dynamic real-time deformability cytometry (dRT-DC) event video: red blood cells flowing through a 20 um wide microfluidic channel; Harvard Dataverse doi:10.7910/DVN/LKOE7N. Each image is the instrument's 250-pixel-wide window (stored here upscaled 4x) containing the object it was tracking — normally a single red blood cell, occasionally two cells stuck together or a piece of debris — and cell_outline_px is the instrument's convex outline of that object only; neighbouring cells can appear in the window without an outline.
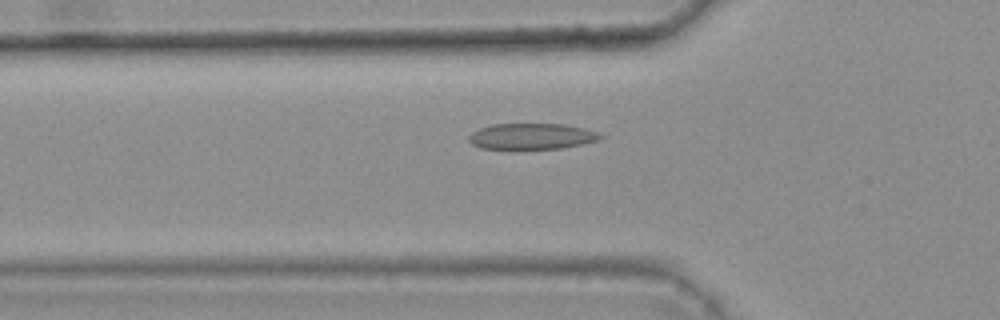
{"species": "common noctule bat (a hibernating species)", "species_latin": "Nyctalus noctula", "temperature_condition": "warm", "stored_images_in_passage": 37, "camera_frame_rate_fps": 3000, "um_per_image_px": 0.085, "animal": {"sex": "female", "body_mass_g": 25.1}, "frame": {"image": 1, "passage_image": 6, "time_ms": 1.667, "image_size_px": [1000, 320], "cell_outline_px": [[604, 136], [600, 140], [584, 144], [560, 148], [480, 148], [472, 144], [468, 140], [468, 136], [472, 132], [480, 128], [492, 124], [564, 124], [584, 128], [600, 132]], "centroid_in_image_um": [45.24, 11.58], "position_along_channel_um": 80.6, "area_um2": 19.88}}
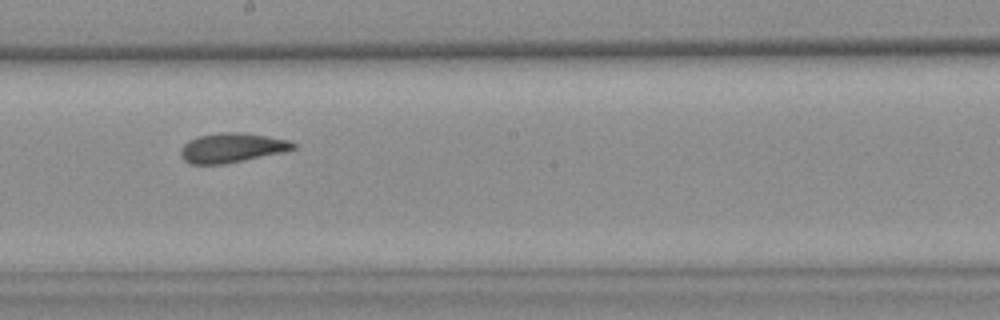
{"frame": {"image": 2, "passage_image": 18, "time_ms": 5.667, "image_size_px": [1000, 320], "cell_outline_px": [[296, 148], [284, 152], [220, 164], [192, 164], [184, 160], [180, 152], [180, 148], [188, 140], [200, 136], [220, 132], [240, 132], [268, 136], [288, 140], [296, 144]], "centroid_in_image_um": [19.7, 12.55], "position_along_channel_um": 228.5, "area_um2": 19.13}}
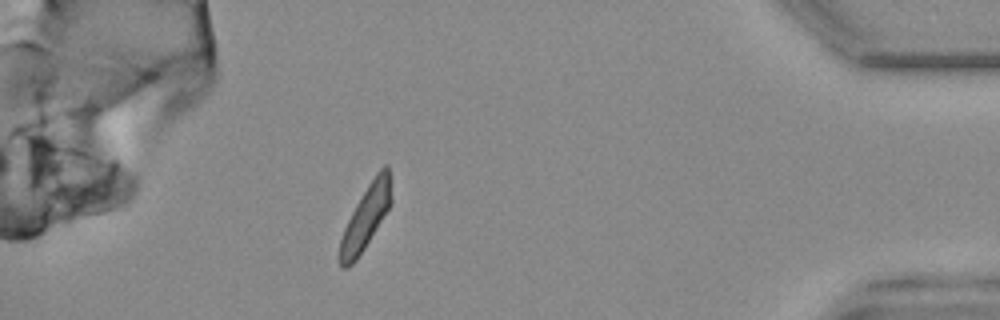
{"frame": {"image": 3, "passage_image": 36, "time_ms": 11.667, "image_size_px": [1000, 320], "cell_outline_px": [[392, 200], [388, 208], [364, 248], [356, 260], [348, 268], [344, 268], [340, 264], [340, 240], [344, 228], [356, 204], [368, 184], [376, 172], [384, 164], [388, 164]], "centroid_in_image_um": [31.09, 18.43], "position_along_channel_um": 404.1, "area_um2": 18.5}, "authors_computed_cell_mechanics": {"area_um2": 19.1318, "velocity_mm_per_s": 3.6923, "shape_relaxation_time_tau1_ms": null, "shape_relaxation_time_tau2_ms": 1.8884, "deformation_change_tau1": null, "deformation_change_tau2": 0.0884}}